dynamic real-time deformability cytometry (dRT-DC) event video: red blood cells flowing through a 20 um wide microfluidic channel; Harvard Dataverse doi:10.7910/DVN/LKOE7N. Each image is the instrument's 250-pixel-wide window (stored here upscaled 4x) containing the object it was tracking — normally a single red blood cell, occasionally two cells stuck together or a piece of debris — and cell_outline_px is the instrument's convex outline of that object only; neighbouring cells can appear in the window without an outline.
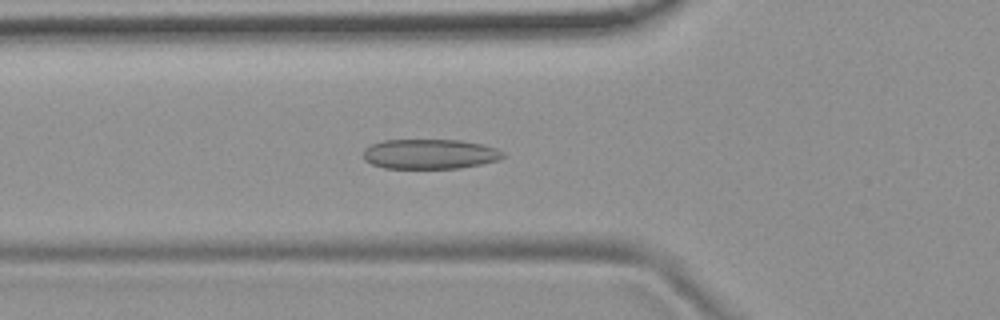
{"species": "common noctule bat (a hibernating species)", "species_latin": "Nyctalus noctula", "temperature_condition": "room temperature", "stored_images_in_passage": 39, "camera_frame_rate_fps": 3000, "um_per_image_px": 0.085, "animal": {"sex": "female", "body_mass_g": 19.9}, "frame": {"image": 1, "passage_image": 5, "time_ms": 1.333, "image_size_px": [1000, 320], "cell_outline_px": [[504, 156], [500, 160], [460, 168], [384, 168], [372, 164], [364, 160], [364, 148], [372, 144], [384, 140], [460, 140], [484, 144], [496, 148], [504, 152]], "centroid_in_image_um": [36.55, 13.09], "position_along_channel_um": 89.2, "area_um2": 24.39}}
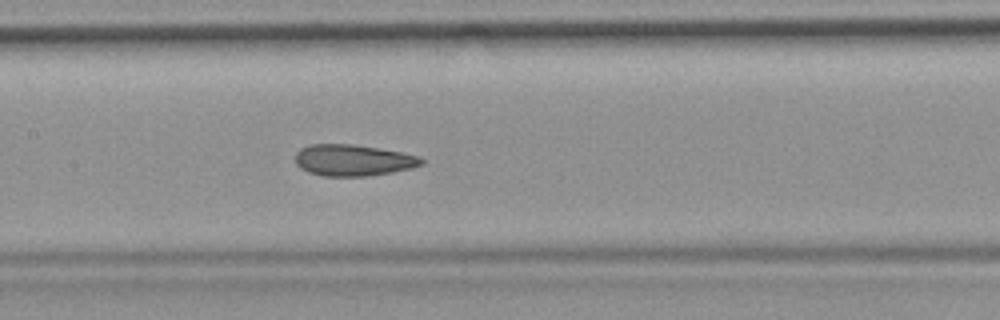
{"frame": {"image": 2, "passage_image": 12, "time_ms": 3.667, "image_size_px": [1000, 320], "cell_outline_px": [[424, 164], [412, 168], [392, 172], [368, 176], [324, 176], [308, 172], [300, 168], [296, 164], [296, 152], [300, 148], [308, 144], [352, 144], [400, 152], [420, 156], [424, 160]], "centroid_in_image_um": [30.0, 13.62], "position_along_channel_um": 177.4, "area_um2": 23.12}}
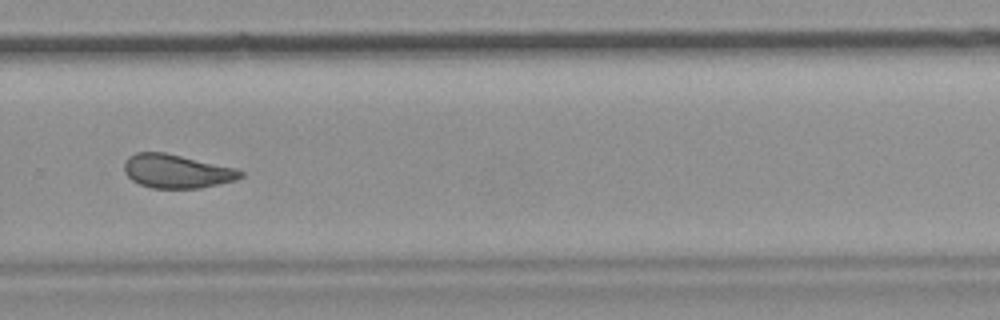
{"frame": {"image": 3, "passage_image": 23, "time_ms": 7.333, "image_size_px": [1000, 320], "cell_outline_px": [[244, 176], [236, 180], [220, 184], [200, 188], [152, 188], [140, 184], [132, 180], [124, 172], [124, 164], [128, 156], [136, 152], [164, 152], [236, 168], [244, 172]], "centroid_in_image_um": [15.03, 14.56], "position_along_channel_um": 314.8, "area_um2": 22.89}, "authors_computed_cell_mechanics": {"area_um2": 23.409, "velocity_mm_per_s": 3.7526, "shape_relaxation_time_tau1_ms": null, "shape_relaxation_time_tau2_ms": 2.0446, "deformation_change_tau1": null, "deformation_change_tau2": 0.0929}}